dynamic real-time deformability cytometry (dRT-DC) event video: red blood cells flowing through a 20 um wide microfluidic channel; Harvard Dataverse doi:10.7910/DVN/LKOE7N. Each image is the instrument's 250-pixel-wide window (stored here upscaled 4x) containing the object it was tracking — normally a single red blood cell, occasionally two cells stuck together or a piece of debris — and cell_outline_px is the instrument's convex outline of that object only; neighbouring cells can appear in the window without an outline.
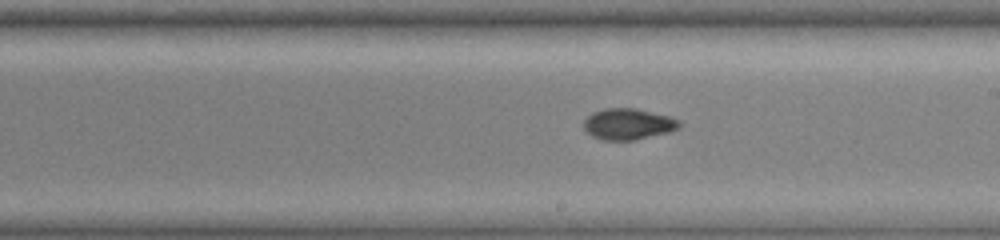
{"species": "common noctule bat (a hibernating species)", "species_latin": "Nyctalus noctula", "temperature_condition": "warm", "stored_images_in_passage": 29, "camera_frame_rate_fps": 3000, "um_per_image_px": 0.085, "animal": {"sex": "female", "body_mass_g": 19.0, "forearm_length_mm": 51.5}, "frame": {"image": 1, "passage_image": 13, "time_ms": 4.0, "image_size_px": [1000, 240], "cell_outline_px": [[680, 128], [668, 132], [636, 140], [600, 140], [592, 136], [584, 128], [584, 120], [592, 112], [604, 108], [636, 108], [668, 116], [680, 120]], "centroid_in_image_um": [53.39, 10.54], "position_along_channel_um": 235.6, "area_um2": 17.4}}
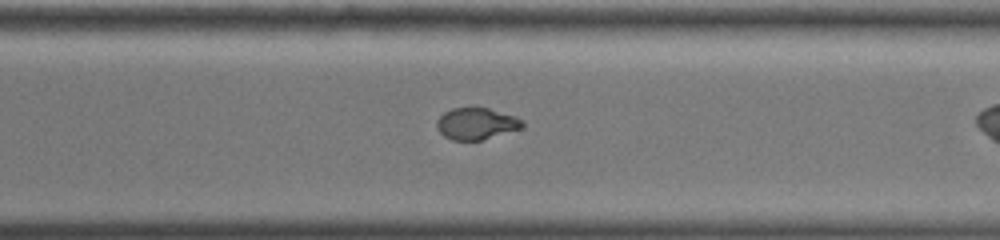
{"frame": {"image": 2, "passage_image": 21, "time_ms": 6.667, "image_size_px": [1000, 240], "cell_outline_px": [[524, 124], [520, 128], [480, 140], [452, 140], [444, 136], [436, 128], [436, 120], [444, 112], [452, 108], [488, 108], [516, 116], [524, 120]], "centroid_in_image_um": [40.46, 10.5], "position_along_channel_um": 330.1, "area_um2": 15.66}}
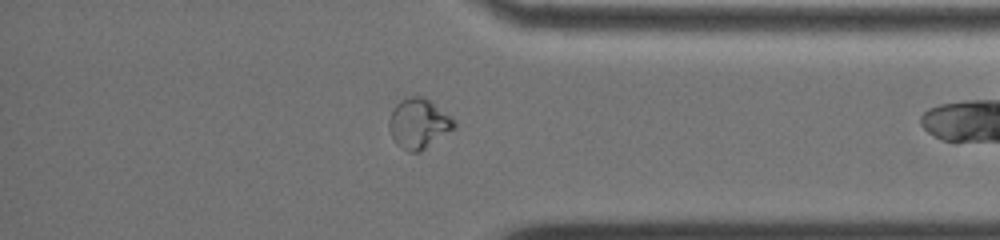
{"frame": {"image": 3, "passage_image": 27, "time_ms": 8.667, "image_size_px": [1000, 240], "cell_outline_px": [[456, 128], [420, 152], [408, 152], [400, 148], [396, 144], [388, 128], [388, 120], [396, 104], [400, 100], [412, 96], [420, 96], [428, 100], [448, 116], [456, 124]], "centroid_in_image_um": [35.54, 10.54], "position_along_channel_um": 399.7, "area_um2": 18.67}}